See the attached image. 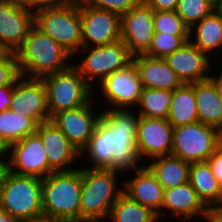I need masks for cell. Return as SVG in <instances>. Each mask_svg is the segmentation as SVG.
Listing matches in <instances>:
<instances>
[{
  "label": "cell",
  "mask_w": 222,
  "mask_h": 222,
  "mask_svg": "<svg viewBox=\"0 0 222 222\" xmlns=\"http://www.w3.org/2000/svg\"><path fill=\"white\" fill-rule=\"evenodd\" d=\"M102 111L93 135L80 151V158L88 157L92 163L89 168L111 169L120 174L143 167L145 164H140L142 160L137 152L138 113L134 109L104 108Z\"/></svg>",
  "instance_id": "6da1fadb"
},
{
  "label": "cell",
  "mask_w": 222,
  "mask_h": 222,
  "mask_svg": "<svg viewBox=\"0 0 222 222\" xmlns=\"http://www.w3.org/2000/svg\"><path fill=\"white\" fill-rule=\"evenodd\" d=\"M18 73L41 79L66 70L73 56L35 25L28 32L22 46L15 52Z\"/></svg>",
  "instance_id": "7a4b0ae2"
},
{
  "label": "cell",
  "mask_w": 222,
  "mask_h": 222,
  "mask_svg": "<svg viewBox=\"0 0 222 222\" xmlns=\"http://www.w3.org/2000/svg\"><path fill=\"white\" fill-rule=\"evenodd\" d=\"M82 168L80 221L102 222L108 219L112 206L123 193L119 174L111 169ZM118 178V179H117ZM117 188V189H116Z\"/></svg>",
  "instance_id": "3957f363"
},
{
  "label": "cell",
  "mask_w": 222,
  "mask_h": 222,
  "mask_svg": "<svg viewBox=\"0 0 222 222\" xmlns=\"http://www.w3.org/2000/svg\"><path fill=\"white\" fill-rule=\"evenodd\" d=\"M81 189L82 168L42 178L43 216L63 222L80 221Z\"/></svg>",
  "instance_id": "277c9868"
},
{
  "label": "cell",
  "mask_w": 222,
  "mask_h": 222,
  "mask_svg": "<svg viewBox=\"0 0 222 222\" xmlns=\"http://www.w3.org/2000/svg\"><path fill=\"white\" fill-rule=\"evenodd\" d=\"M0 209L19 222L43 217L42 178L8 170L0 187Z\"/></svg>",
  "instance_id": "5b68a950"
},
{
  "label": "cell",
  "mask_w": 222,
  "mask_h": 222,
  "mask_svg": "<svg viewBox=\"0 0 222 222\" xmlns=\"http://www.w3.org/2000/svg\"><path fill=\"white\" fill-rule=\"evenodd\" d=\"M34 25L72 56L82 48L79 0H70L60 7L36 11Z\"/></svg>",
  "instance_id": "8992f818"
},
{
  "label": "cell",
  "mask_w": 222,
  "mask_h": 222,
  "mask_svg": "<svg viewBox=\"0 0 222 222\" xmlns=\"http://www.w3.org/2000/svg\"><path fill=\"white\" fill-rule=\"evenodd\" d=\"M42 79L46 90L50 119L58 112L74 109L88 103L94 89L72 64L66 70L47 75Z\"/></svg>",
  "instance_id": "52a82bcc"
},
{
  "label": "cell",
  "mask_w": 222,
  "mask_h": 222,
  "mask_svg": "<svg viewBox=\"0 0 222 222\" xmlns=\"http://www.w3.org/2000/svg\"><path fill=\"white\" fill-rule=\"evenodd\" d=\"M78 54H85V58L73 65L94 89V95H96V80H98L97 84L101 83L112 73L130 65L133 59V55L122 40L102 46L81 48L76 53L77 56Z\"/></svg>",
  "instance_id": "ba28073f"
},
{
  "label": "cell",
  "mask_w": 222,
  "mask_h": 222,
  "mask_svg": "<svg viewBox=\"0 0 222 222\" xmlns=\"http://www.w3.org/2000/svg\"><path fill=\"white\" fill-rule=\"evenodd\" d=\"M219 146V130L196 122L174 128L171 155L188 163L207 161Z\"/></svg>",
  "instance_id": "9c48e42d"
},
{
  "label": "cell",
  "mask_w": 222,
  "mask_h": 222,
  "mask_svg": "<svg viewBox=\"0 0 222 222\" xmlns=\"http://www.w3.org/2000/svg\"><path fill=\"white\" fill-rule=\"evenodd\" d=\"M82 48L102 46L121 40L120 15L94 8L79 0Z\"/></svg>",
  "instance_id": "30bf717a"
},
{
  "label": "cell",
  "mask_w": 222,
  "mask_h": 222,
  "mask_svg": "<svg viewBox=\"0 0 222 222\" xmlns=\"http://www.w3.org/2000/svg\"><path fill=\"white\" fill-rule=\"evenodd\" d=\"M8 170L19 175L40 178L55 172L49 166L43 142L37 133L10 145Z\"/></svg>",
  "instance_id": "8fae6325"
},
{
  "label": "cell",
  "mask_w": 222,
  "mask_h": 222,
  "mask_svg": "<svg viewBox=\"0 0 222 222\" xmlns=\"http://www.w3.org/2000/svg\"><path fill=\"white\" fill-rule=\"evenodd\" d=\"M100 86L101 90L99 89V91L104 96L103 102L107 100V103H109V107H106V109L133 110L139 103L143 89L133 62L109 75L100 83Z\"/></svg>",
  "instance_id": "7c38bea8"
},
{
  "label": "cell",
  "mask_w": 222,
  "mask_h": 222,
  "mask_svg": "<svg viewBox=\"0 0 222 222\" xmlns=\"http://www.w3.org/2000/svg\"><path fill=\"white\" fill-rule=\"evenodd\" d=\"M174 127L164 118L139 116L136 125L137 152L140 159L171 155Z\"/></svg>",
  "instance_id": "4fadbf2b"
},
{
  "label": "cell",
  "mask_w": 222,
  "mask_h": 222,
  "mask_svg": "<svg viewBox=\"0 0 222 222\" xmlns=\"http://www.w3.org/2000/svg\"><path fill=\"white\" fill-rule=\"evenodd\" d=\"M9 109L33 119L38 125L49 121L46 90L42 79L18 75L13 80Z\"/></svg>",
  "instance_id": "5bb4252c"
},
{
  "label": "cell",
  "mask_w": 222,
  "mask_h": 222,
  "mask_svg": "<svg viewBox=\"0 0 222 222\" xmlns=\"http://www.w3.org/2000/svg\"><path fill=\"white\" fill-rule=\"evenodd\" d=\"M153 13L154 11L141 0L130 11L120 16L121 40L133 56L145 54L150 48L155 33Z\"/></svg>",
  "instance_id": "9a60e30c"
},
{
  "label": "cell",
  "mask_w": 222,
  "mask_h": 222,
  "mask_svg": "<svg viewBox=\"0 0 222 222\" xmlns=\"http://www.w3.org/2000/svg\"><path fill=\"white\" fill-rule=\"evenodd\" d=\"M92 101L93 98L80 107L58 112L50 119L79 152L87 145L101 117L102 112L96 113L92 108Z\"/></svg>",
  "instance_id": "2e32d148"
},
{
  "label": "cell",
  "mask_w": 222,
  "mask_h": 222,
  "mask_svg": "<svg viewBox=\"0 0 222 222\" xmlns=\"http://www.w3.org/2000/svg\"><path fill=\"white\" fill-rule=\"evenodd\" d=\"M34 26V12L13 0H0V48L15 53Z\"/></svg>",
  "instance_id": "e0dca14e"
},
{
  "label": "cell",
  "mask_w": 222,
  "mask_h": 222,
  "mask_svg": "<svg viewBox=\"0 0 222 222\" xmlns=\"http://www.w3.org/2000/svg\"><path fill=\"white\" fill-rule=\"evenodd\" d=\"M165 60L184 84H192L209 79L211 57L201 52L187 41L179 49L168 55Z\"/></svg>",
  "instance_id": "ac0fdd59"
},
{
  "label": "cell",
  "mask_w": 222,
  "mask_h": 222,
  "mask_svg": "<svg viewBox=\"0 0 222 222\" xmlns=\"http://www.w3.org/2000/svg\"><path fill=\"white\" fill-rule=\"evenodd\" d=\"M36 133L43 142L49 166L55 172L77 169L72 164L80 158V152L53 122L49 120L39 124Z\"/></svg>",
  "instance_id": "d6986e66"
},
{
  "label": "cell",
  "mask_w": 222,
  "mask_h": 222,
  "mask_svg": "<svg viewBox=\"0 0 222 222\" xmlns=\"http://www.w3.org/2000/svg\"><path fill=\"white\" fill-rule=\"evenodd\" d=\"M132 173L135 174L134 177L122 183L123 193L137 203L149 207L156 213L158 220H162L161 216L165 213L161 211L164 188L145 165Z\"/></svg>",
  "instance_id": "ffe728a7"
},
{
  "label": "cell",
  "mask_w": 222,
  "mask_h": 222,
  "mask_svg": "<svg viewBox=\"0 0 222 222\" xmlns=\"http://www.w3.org/2000/svg\"><path fill=\"white\" fill-rule=\"evenodd\" d=\"M163 211H169L173 218L193 219L201 216L210 222L211 210L199 198L195 189L189 182L164 190L162 208ZM175 216V217H174Z\"/></svg>",
  "instance_id": "44dd1931"
},
{
  "label": "cell",
  "mask_w": 222,
  "mask_h": 222,
  "mask_svg": "<svg viewBox=\"0 0 222 222\" xmlns=\"http://www.w3.org/2000/svg\"><path fill=\"white\" fill-rule=\"evenodd\" d=\"M143 88L174 91L184 85L178 75L163 58H153L145 54L133 56Z\"/></svg>",
  "instance_id": "7402d4cb"
},
{
  "label": "cell",
  "mask_w": 222,
  "mask_h": 222,
  "mask_svg": "<svg viewBox=\"0 0 222 222\" xmlns=\"http://www.w3.org/2000/svg\"><path fill=\"white\" fill-rule=\"evenodd\" d=\"M189 183L210 210L222 205V186L207 161L190 164Z\"/></svg>",
  "instance_id": "603a6c76"
},
{
  "label": "cell",
  "mask_w": 222,
  "mask_h": 222,
  "mask_svg": "<svg viewBox=\"0 0 222 222\" xmlns=\"http://www.w3.org/2000/svg\"><path fill=\"white\" fill-rule=\"evenodd\" d=\"M150 161L146 167L164 190L189 182L190 163L173 155L156 157Z\"/></svg>",
  "instance_id": "cb8c5ba5"
},
{
  "label": "cell",
  "mask_w": 222,
  "mask_h": 222,
  "mask_svg": "<svg viewBox=\"0 0 222 222\" xmlns=\"http://www.w3.org/2000/svg\"><path fill=\"white\" fill-rule=\"evenodd\" d=\"M189 41L201 52L206 53L210 57H213L212 53L214 51L216 54L218 51H221L222 18L216 11L205 16L200 22L189 29Z\"/></svg>",
  "instance_id": "d4e9b609"
},
{
  "label": "cell",
  "mask_w": 222,
  "mask_h": 222,
  "mask_svg": "<svg viewBox=\"0 0 222 222\" xmlns=\"http://www.w3.org/2000/svg\"><path fill=\"white\" fill-rule=\"evenodd\" d=\"M199 122L220 129L222 127V100L210 79L195 83Z\"/></svg>",
  "instance_id": "484cf974"
},
{
  "label": "cell",
  "mask_w": 222,
  "mask_h": 222,
  "mask_svg": "<svg viewBox=\"0 0 222 222\" xmlns=\"http://www.w3.org/2000/svg\"><path fill=\"white\" fill-rule=\"evenodd\" d=\"M167 120L175 128L199 121L195 96V83L184 84L172 91Z\"/></svg>",
  "instance_id": "4316f807"
},
{
  "label": "cell",
  "mask_w": 222,
  "mask_h": 222,
  "mask_svg": "<svg viewBox=\"0 0 222 222\" xmlns=\"http://www.w3.org/2000/svg\"><path fill=\"white\" fill-rule=\"evenodd\" d=\"M38 124L31 118L12 112H0V136L10 145L37 131Z\"/></svg>",
  "instance_id": "83f0119b"
},
{
  "label": "cell",
  "mask_w": 222,
  "mask_h": 222,
  "mask_svg": "<svg viewBox=\"0 0 222 222\" xmlns=\"http://www.w3.org/2000/svg\"><path fill=\"white\" fill-rule=\"evenodd\" d=\"M108 219L112 222H157L149 207L143 206L122 193L112 206Z\"/></svg>",
  "instance_id": "f1b7e54d"
},
{
  "label": "cell",
  "mask_w": 222,
  "mask_h": 222,
  "mask_svg": "<svg viewBox=\"0 0 222 222\" xmlns=\"http://www.w3.org/2000/svg\"><path fill=\"white\" fill-rule=\"evenodd\" d=\"M171 98V91L143 88L135 109L139 116L167 119Z\"/></svg>",
  "instance_id": "f546056e"
},
{
  "label": "cell",
  "mask_w": 222,
  "mask_h": 222,
  "mask_svg": "<svg viewBox=\"0 0 222 222\" xmlns=\"http://www.w3.org/2000/svg\"><path fill=\"white\" fill-rule=\"evenodd\" d=\"M213 11L215 7L207 0H179L176 9V13L189 29Z\"/></svg>",
  "instance_id": "4dcf8cb0"
},
{
  "label": "cell",
  "mask_w": 222,
  "mask_h": 222,
  "mask_svg": "<svg viewBox=\"0 0 222 222\" xmlns=\"http://www.w3.org/2000/svg\"><path fill=\"white\" fill-rule=\"evenodd\" d=\"M187 41H189V36H174L155 32L150 48L145 55L153 58L165 59L168 55L183 46Z\"/></svg>",
  "instance_id": "1f68e13d"
},
{
  "label": "cell",
  "mask_w": 222,
  "mask_h": 222,
  "mask_svg": "<svg viewBox=\"0 0 222 222\" xmlns=\"http://www.w3.org/2000/svg\"><path fill=\"white\" fill-rule=\"evenodd\" d=\"M155 32L174 36H189V28L176 11H154Z\"/></svg>",
  "instance_id": "d6a6232c"
},
{
  "label": "cell",
  "mask_w": 222,
  "mask_h": 222,
  "mask_svg": "<svg viewBox=\"0 0 222 222\" xmlns=\"http://www.w3.org/2000/svg\"><path fill=\"white\" fill-rule=\"evenodd\" d=\"M86 4L116 13L118 15L125 14L135 7L141 0H83Z\"/></svg>",
  "instance_id": "836d02e7"
},
{
  "label": "cell",
  "mask_w": 222,
  "mask_h": 222,
  "mask_svg": "<svg viewBox=\"0 0 222 222\" xmlns=\"http://www.w3.org/2000/svg\"><path fill=\"white\" fill-rule=\"evenodd\" d=\"M18 75L15 53L3 51L0 54V88L10 84Z\"/></svg>",
  "instance_id": "e575fe53"
},
{
  "label": "cell",
  "mask_w": 222,
  "mask_h": 222,
  "mask_svg": "<svg viewBox=\"0 0 222 222\" xmlns=\"http://www.w3.org/2000/svg\"><path fill=\"white\" fill-rule=\"evenodd\" d=\"M16 4L32 12L46 8H55L65 5L70 0H13Z\"/></svg>",
  "instance_id": "d590c367"
},
{
  "label": "cell",
  "mask_w": 222,
  "mask_h": 222,
  "mask_svg": "<svg viewBox=\"0 0 222 222\" xmlns=\"http://www.w3.org/2000/svg\"><path fill=\"white\" fill-rule=\"evenodd\" d=\"M216 180L222 186V146L219 145L207 160Z\"/></svg>",
  "instance_id": "8d00e7d4"
},
{
  "label": "cell",
  "mask_w": 222,
  "mask_h": 222,
  "mask_svg": "<svg viewBox=\"0 0 222 222\" xmlns=\"http://www.w3.org/2000/svg\"><path fill=\"white\" fill-rule=\"evenodd\" d=\"M153 11H176L179 0H143Z\"/></svg>",
  "instance_id": "74e56055"
},
{
  "label": "cell",
  "mask_w": 222,
  "mask_h": 222,
  "mask_svg": "<svg viewBox=\"0 0 222 222\" xmlns=\"http://www.w3.org/2000/svg\"><path fill=\"white\" fill-rule=\"evenodd\" d=\"M13 94V81L0 88V112L9 110Z\"/></svg>",
  "instance_id": "f35d334b"
},
{
  "label": "cell",
  "mask_w": 222,
  "mask_h": 222,
  "mask_svg": "<svg viewBox=\"0 0 222 222\" xmlns=\"http://www.w3.org/2000/svg\"><path fill=\"white\" fill-rule=\"evenodd\" d=\"M217 74H219V76L211 74L209 79L213 82L214 86L216 87L218 96L222 100V71L221 73H217Z\"/></svg>",
  "instance_id": "ab89813d"
},
{
  "label": "cell",
  "mask_w": 222,
  "mask_h": 222,
  "mask_svg": "<svg viewBox=\"0 0 222 222\" xmlns=\"http://www.w3.org/2000/svg\"><path fill=\"white\" fill-rule=\"evenodd\" d=\"M10 144L0 136V160L9 159ZM8 155V156H7ZM6 157V158H4ZM8 157V159H7Z\"/></svg>",
  "instance_id": "60d3db41"
},
{
  "label": "cell",
  "mask_w": 222,
  "mask_h": 222,
  "mask_svg": "<svg viewBox=\"0 0 222 222\" xmlns=\"http://www.w3.org/2000/svg\"><path fill=\"white\" fill-rule=\"evenodd\" d=\"M210 222H222V205L211 210Z\"/></svg>",
  "instance_id": "b9f144b4"
},
{
  "label": "cell",
  "mask_w": 222,
  "mask_h": 222,
  "mask_svg": "<svg viewBox=\"0 0 222 222\" xmlns=\"http://www.w3.org/2000/svg\"><path fill=\"white\" fill-rule=\"evenodd\" d=\"M7 171H8V161L0 160V187L3 184Z\"/></svg>",
  "instance_id": "7bdbcfd3"
},
{
  "label": "cell",
  "mask_w": 222,
  "mask_h": 222,
  "mask_svg": "<svg viewBox=\"0 0 222 222\" xmlns=\"http://www.w3.org/2000/svg\"><path fill=\"white\" fill-rule=\"evenodd\" d=\"M0 222H19L14 216L0 209Z\"/></svg>",
  "instance_id": "ee69618b"
},
{
  "label": "cell",
  "mask_w": 222,
  "mask_h": 222,
  "mask_svg": "<svg viewBox=\"0 0 222 222\" xmlns=\"http://www.w3.org/2000/svg\"><path fill=\"white\" fill-rule=\"evenodd\" d=\"M24 222H63V221L43 216V217H40V218H37V219H32V220L24 221Z\"/></svg>",
  "instance_id": "f6af8a7d"
},
{
  "label": "cell",
  "mask_w": 222,
  "mask_h": 222,
  "mask_svg": "<svg viewBox=\"0 0 222 222\" xmlns=\"http://www.w3.org/2000/svg\"><path fill=\"white\" fill-rule=\"evenodd\" d=\"M215 11L218 13V15L222 18V2H220L216 7Z\"/></svg>",
  "instance_id": "bcb514c9"
},
{
  "label": "cell",
  "mask_w": 222,
  "mask_h": 222,
  "mask_svg": "<svg viewBox=\"0 0 222 222\" xmlns=\"http://www.w3.org/2000/svg\"><path fill=\"white\" fill-rule=\"evenodd\" d=\"M211 5L216 7L222 0H207Z\"/></svg>",
  "instance_id": "7dc6e473"
},
{
  "label": "cell",
  "mask_w": 222,
  "mask_h": 222,
  "mask_svg": "<svg viewBox=\"0 0 222 222\" xmlns=\"http://www.w3.org/2000/svg\"><path fill=\"white\" fill-rule=\"evenodd\" d=\"M219 145L222 146V127L219 129Z\"/></svg>",
  "instance_id": "c3c4849f"
},
{
  "label": "cell",
  "mask_w": 222,
  "mask_h": 222,
  "mask_svg": "<svg viewBox=\"0 0 222 222\" xmlns=\"http://www.w3.org/2000/svg\"><path fill=\"white\" fill-rule=\"evenodd\" d=\"M183 219H179V222H182ZM189 219H184V222H188ZM173 222H176V221H173ZM178 222V221H177Z\"/></svg>",
  "instance_id": "681fc988"
}]
</instances>
